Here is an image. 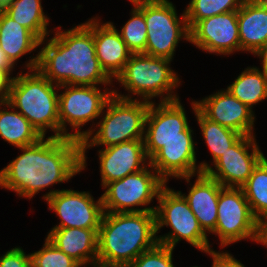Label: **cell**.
<instances>
[{
  "mask_svg": "<svg viewBox=\"0 0 267 267\" xmlns=\"http://www.w3.org/2000/svg\"><path fill=\"white\" fill-rule=\"evenodd\" d=\"M182 105L180 99L150 103L144 130L145 153L149 160L168 141L193 139L194 131L189 125Z\"/></svg>",
  "mask_w": 267,
  "mask_h": 267,
  "instance_id": "12",
  "label": "cell"
},
{
  "mask_svg": "<svg viewBox=\"0 0 267 267\" xmlns=\"http://www.w3.org/2000/svg\"><path fill=\"white\" fill-rule=\"evenodd\" d=\"M18 155L0 170V188L33 199L40 191L68 182L82 172L81 141L67 137H42L20 147Z\"/></svg>",
  "mask_w": 267,
  "mask_h": 267,
  "instance_id": "2",
  "label": "cell"
},
{
  "mask_svg": "<svg viewBox=\"0 0 267 267\" xmlns=\"http://www.w3.org/2000/svg\"><path fill=\"white\" fill-rule=\"evenodd\" d=\"M101 267L99 264L79 265L78 267Z\"/></svg>",
  "mask_w": 267,
  "mask_h": 267,
  "instance_id": "42",
  "label": "cell"
},
{
  "mask_svg": "<svg viewBox=\"0 0 267 267\" xmlns=\"http://www.w3.org/2000/svg\"><path fill=\"white\" fill-rule=\"evenodd\" d=\"M166 184L149 163L143 170L103 187L105 191L101 194V199L104 212H155L156 206H147L158 199L160 190Z\"/></svg>",
  "mask_w": 267,
  "mask_h": 267,
  "instance_id": "9",
  "label": "cell"
},
{
  "mask_svg": "<svg viewBox=\"0 0 267 267\" xmlns=\"http://www.w3.org/2000/svg\"><path fill=\"white\" fill-rule=\"evenodd\" d=\"M0 267H31L30 253L22 247H14L0 256Z\"/></svg>",
  "mask_w": 267,
  "mask_h": 267,
  "instance_id": "33",
  "label": "cell"
},
{
  "mask_svg": "<svg viewBox=\"0 0 267 267\" xmlns=\"http://www.w3.org/2000/svg\"><path fill=\"white\" fill-rule=\"evenodd\" d=\"M237 20L241 51L255 53L267 42V5L244 0Z\"/></svg>",
  "mask_w": 267,
  "mask_h": 267,
  "instance_id": "22",
  "label": "cell"
},
{
  "mask_svg": "<svg viewBox=\"0 0 267 267\" xmlns=\"http://www.w3.org/2000/svg\"><path fill=\"white\" fill-rule=\"evenodd\" d=\"M194 139H173L150 159V165L168 183L169 178L190 182L195 174L201 173L197 164Z\"/></svg>",
  "mask_w": 267,
  "mask_h": 267,
  "instance_id": "18",
  "label": "cell"
},
{
  "mask_svg": "<svg viewBox=\"0 0 267 267\" xmlns=\"http://www.w3.org/2000/svg\"><path fill=\"white\" fill-rule=\"evenodd\" d=\"M251 1L257 4L267 5V0H251Z\"/></svg>",
  "mask_w": 267,
  "mask_h": 267,
  "instance_id": "41",
  "label": "cell"
},
{
  "mask_svg": "<svg viewBox=\"0 0 267 267\" xmlns=\"http://www.w3.org/2000/svg\"><path fill=\"white\" fill-rule=\"evenodd\" d=\"M14 77L0 69V101H7Z\"/></svg>",
  "mask_w": 267,
  "mask_h": 267,
  "instance_id": "35",
  "label": "cell"
},
{
  "mask_svg": "<svg viewBox=\"0 0 267 267\" xmlns=\"http://www.w3.org/2000/svg\"><path fill=\"white\" fill-rule=\"evenodd\" d=\"M13 0H0V9H3L5 6L10 4Z\"/></svg>",
  "mask_w": 267,
  "mask_h": 267,
  "instance_id": "40",
  "label": "cell"
},
{
  "mask_svg": "<svg viewBox=\"0 0 267 267\" xmlns=\"http://www.w3.org/2000/svg\"><path fill=\"white\" fill-rule=\"evenodd\" d=\"M102 188L115 180L143 170L150 160L145 153L144 139L124 142L98 150Z\"/></svg>",
  "mask_w": 267,
  "mask_h": 267,
  "instance_id": "17",
  "label": "cell"
},
{
  "mask_svg": "<svg viewBox=\"0 0 267 267\" xmlns=\"http://www.w3.org/2000/svg\"><path fill=\"white\" fill-rule=\"evenodd\" d=\"M256 243L267 247V217L258 220Z\"/></svg>",
  "mask_w": 267,
  "mask_h": 267,
  "instance_id": "36",
  "label": "cell"
},
{
  "mask_svg": "<svg viewBox=\"0 0 267 267\" xmlns=\"http://www.w3.org/2000/svg\"><path fill=\"white\" fill-rule=\"evenodd\" d=\"M253 216L260 220L267 217V158L253 169L247 182L241 187Z\"/></svg>",
  "mask_w": 267,
  "mask_h": 267,
  "instance_id": "28",
  "label": "cell"
},
{
  "mask_svg": "<svg viewBox=\"0 0 267 267\" xmlns=\"http://www.w3.org/2000/svg\"><path fill=\"white\" fill-rule=\"evenodd\" d=\"M31 267H78L80 264L57 248L47 238L43 247L30 253Z\"/></svg>",
  "mask_w": 267,
  "mask_h": 267,
  "instance_id": "31",
  "label": "cell"
},
{
  "mask_svg": "<svg viewBox=\"0 0 267 267\" xmlns=\"http://www.w3.org/2000/svg\"><path fill=\"white\" fill-rule=\"evenodd\" d=\"M244 0H190L185 11L189 30L200 20L238 11Z\"/></svg>",
  "mask_w": 267,
  "mask_h": 267,
  "instance_id": "29",
  "label": "cell"
},
{
  "mask_svg": "<svg viewBox=\"0 0 267 267\" xmlns=\"http://www.w3.org/2000/svg\"><path fill=\"white\" fill-rule=\"evenodd\" d=\"M189 32V43L203 52L231 55L241 51L237 11L202 19Z\"/></svg>",
  "mask_w": 267,
  "mask_h": 267,
  "instance_id": "15",
  "label": "cell"
},
{
  "mask_svg": "<svg viewBox=\"0 0 267 267\" xmlns=\"http://www.w3.org/2000/svg\"><path fill=\"white\" fill-rule=\"evenodd\" d=\"M264 157L255 136L243 135L212 164L215 170L205 161L199 165L201 172L223 187L241 188Z\"/></svg>",
  "mask_w": 267,
  "mask_h": 267,
  "instance_id": "13",
  "label": "cell"
},
{
  "mask_svg": "<svg viewBox=\"0 0 267 267\" xmlns=\"http://www.w3.org/2000/svg\"><path fill=\"white\" fill-rule=\"evenodd\" d=\"M98 230L57 228L51 229L46 238L80 265L97 264Z\"/></svg>",
  "mask_w": 267,
  "mask_h": 267,
  "instance_id": "21",
  "label": "cell"
},
{
  "mask_svg": "<svg viewBox=\"0 0 267 267\" xmlns=\"http://www.w3.org/2000/svg\"><path fill=\"white\" fill-rule=\"evenodd\" d=\"M253 111V106L267 99V74L258 67H247L226 89Z\"/></svg>",
  "mask_w": 267,
  "mask_h": 267,
  "instance_id": "26",
  "label": "cell"
},
{
  "mask_svg": "<svg viewBox=\"0 0 267 267\" xmlns=\"http://www.w3.org/2000/svg\"><path fill=\"white\" fill-rule=\"evenodd\" d=\"M48 209L60 219L57 228L99 229L104 214L101 196L95 200L89 191L50 190L42 196ZM96 201V202H95Z\"/></svg>",
  "mask_w": 267,
  "mask_h": 267,
  "instance_id": "14",
  "label": "cell"
},
{
  "mask_svg": "<svg viewBox=\"0 0 267 267\" xmlns=\"http://www.w3.org/2000/svg\"><path fill=\"white\" fill-rule=\"evenodd\" d=\"M55 28L52 37L40 41L39 46L45 45L27 61L26 70L38 69L58 86L113 85L96 56L94 17L65 31L61 26Z\"/></svg>",
  "mask_w": 267,
  "mask_h": 267,
  "instance_id": "1",
  "label": "cell"
},
{
  "mask_svg": "<svg viewBox=\"0 0 267 267\" xmlns=\"http://www.w3.org/2000/svg\"><path fill=\"white\" fill-rule=\"evenodd\" d=\"M59 89H63L59 94L60 137L82 141V127L92 122L95 129L94 120L103 115V109L113 95L112 86L110 89L104 87V91L99 86L60 85ZM67 125L74 132H68Z\"/></svg>",
  "mask_w": 267,
  "mask_h": 267,
  "instance_id": "10",
  "label": "cell"
},
{
  "mask_svg": "<svg viewBox=\"0 0 267 267\" xmlns=\"http://www.w3.org/2000/svg\"><path fill=\"white\" fill-rule=\"evenodd\" d=\"M133 7H137L139 5H142L145 2L151 1V0H129Z\"/></svg>",
  "mask_w": 267,
  "mask_h": 267,
  "instance_id": "39",
  "label": "cell"
},
{
  "mask_svg": "<svg viewBox=\"0 0 267 267\" xmlns=\"http://www.w3.org/2000/svg\"><path fill=\"white\" fill-rule=\"evenodd\" d=\"M173 248L157 244L150 250L140 254L126 267H176L173 264Z\"/></svg>",
  "mask_w": 267,
  "mask_h": 267,
  "instance_id": "32",
  "label": "cell"
},
{
  "mask_svg": "<svg viewBox=\"0 0 267 267\" xmlns=\"http://www.w3.org/2000/svg\"><path fill=\"white\" fill-rule=\"evenodd\" d=\"M175 7L170 0H151L136 7L146 22V55L173 60L180 39L189 42L185 11L179 17Z\"/></svg>",
  "mask_w": 267,
  "mask_h": 267,
  "instance_id": "8",
  "label": "cell"
},
{
  "mask_svg": "<svg viewBox=\"0 0 267 267\" xmlns=\"http://www.w3.org/2000/svg\"><path fill=\"white\" fill-rule=\"evenodd\" d=\"M0 137L16 148L33 145L42 138L31 123L7 101H0Z\"/></svg>",
  "mask_w": 267,
  "mask_h": 267,
  "instance_id": "24",
  "label": "cell"
},
{
  "mask_svg": "<svg viewBox=\"0 0 267 267\" xmlns=\"http://www.w3.org/2000/svg\"><path fill=\"white\" fill-rule=\"evenodd\" d=\"M15 64L11 59L6 55L3 49L0 47V69L6 71L10 75L13 73Z\"/></svg>",
  "mask_w": 267,
  "mask_h": 267,
  "instance_id": "37",
  "label": "cell"
},
{
  "mask_svg": "<svg viewBox=\"0 0 267 267\" xmlns=\"http://www.w3.org/2000/svg\"><path fill=\"white\" fill-rule=\"evenodd\" d=\"M40 40L27 28L0 9V47L16 64L23 57L40 47Z\"/></svg>",
  "mask_w": 267,
  "mask_h": 267,
  "instance_id": "23",
  "label": "cell"
},
{
  "mask_svg": "<svg viewBox=\"0 0 267 267\" xmlns=\"http://www.w3.org/2000/svg\"><path fill=\"white\" fill-rule=\"evenodd\" d=\"M150 103L139 98L124 99L113 94L103 109L104 115L96 122L98 130L93 129L92 125L88 130L83 129L82 171L87 167V149L144 139L145 119Z\"/></svg>",
  "mask_w": 267,
  "mask_h": 267,
  "instance_id": "4",
  "label": "cell"
},
{
  "mask_svg": "<svg viewBox=\"0 0 267 267\" xmlns=\"http://www.w3.org/2000/svg\"><path fill=\"white\" fill-rule=\"evenodd\" d=\"M94 17L95 52L101 68L114 81L124 70L132 52L122 40L114 23H101Z\"/></svg>",
  "mask_w": 267,
  "mask_h": 267,
  "instance_id": "19",
  "label": "cell"
},
{
  "mask_svg": "<svg viewBox=\"0 0 267 267\" xmlns=\"http://www.w3.org/2000/svg\"><path fill=\"white\" fill-rule=\"evenodd\" d=\"M158 244L155 212H104L98 230L101 267H126Z\"/></svg>",
  "mask_w": 267,
  "mask_h": 267,
  "instance_id": "3",
  "label": "cell"
},
{
  "mask_svg": "<svg viewBox=\"0 0 267 267\" xmlns=\"http://www.w3.org/2000/svg\"><path fill=\"white\" fill-rule=\"evenodd\" d=\"M59 86L51 83L38 69L17 73L7 102L19 111L42 136L60 137Z\"/></svg>",
  "mask_w": 267,
  "mask_h": 267,
  "instance_id": "5",
  "label": "cell"
},
{
  "mask_svg": "<svg viewBox=\"0 0 267 267\" xmlns=\"http://www.w3.org/2000/svg\"><path fill=\"white\" fill-rule=\"evenodd\" d=\"M171 62L172 60L167 58L143 53L132 54L124 70L114 80L121 84L128 94L122 95L116 89H113V94L124 99H133L137 95L140 100L148 102H153L152 99L157 97H160V102L179 99L174 90L180 86L181 81L171 69Z\"/></svg>",
  "mask_w": 267,
  "mask_h": 267,
  "instance_id": "6",
  "label": "cell"
},
{
  "mask_svg": "<svg viewBox=\"0 0 267 267\" xmlns=\"http://www.w3.org/2000/svg\"><path fill=\"white\" fill-rule=\"evenodd\" d=\"M41 4V0H13L2 10L42 41L54 31L47 28L50 18L44 13Z\"/></svg>",
  "mask_w": 267,
  "mask_h": 267,
  "instance_id": "25",
  "label": "cell"
},
{
  "mask_svg": "<svg viewBox=\"0 0 267 267\" xmlns=\"http://www.w3.org/2000/svg\"><path fill=\"white\" fill-rule=\"evenodd\" d=\"M193 177L196 179L188 194L178 192L187 201L203 231L210 234L216 227L219 193L223 186L205 172L195 174Z\"/></svg>",
  "mask_w": 267,
  "mask_h": 267,
  "instance_id": "20",
  "label": "cell"
},
{
  "mask_svg": "<svg viewBox=\"0 0 267 267\" xmlns=\"http://www.w3.org/2000/svg\"><path fill=\"white\" fill-rule=\"evenodd\" d=\"M207 255L211 256L213 262L211 267H245L239 260L235 259V257L229 253L224 251H216L212 250L207 253Z\"/></svg>",
  "mask_w": 267,
  "mask_h": 267,
  "instance_id": "34",
  "label": "cell"
},
{
  "mask_svg": "<svg viewBox=\"0 0 267 267\" xmlns=\"http://www.w3.org/2000/svg\"><path fill=\"white\" fill-rule=\"evenodd\" d=\"M258 220L253 216L242 188L223 187L219 193L215 230L220 248L250 239L256 242Z\"/></svg>",
  "mask_w": 267,
  "mask_h": 267,
  "instance_id": "11",
  "label": "cell"
},
{
  "mask_svg": "<svg viewBox=\"0 0 267 267\" xmlns=\"http://www.w3.org/2000/svg\"><path fill=\"white\" fill-rule=\"evenodd\" d=\"M191 108L201 129L205 143L212 155L214 163L223 153L235 144L243 135L217 122L206 118L198 109L195 100L191 101Z\"/></svg>",
  "mask_w": 267,
  "mask_h": 267,
  "instance_id": "27",
  "label": "cell"
},
{
  "mask_svg": "<svg viewBox=\"0 0 267 267\" xmlns=\"http://www.w3.org/2000/svg\"><path fill=\"white\" fill-rule=\"evenodd\" d=\"M130 19L118 32L132 54H145L147 29L143 14L136 8L131 9Z\"/></svg>",
  "mask_w": 267,
  "mask_h": 267,
  "instance_id": "30",
  "label": "cell"
},
{
  "mask_svg": "<svg viewBox=\"0 0 267 267\" xmlns=\"http://www.w3.org/2000/svg\"><path fill=\"white\" fill-rule=\"evenodd\" d=\"M254 56H257L261 60L262 70L267 74V42L260 47L255 53Z\"/></svg>",
  "mask_w": 267,
  "mask_h": 267,
  "instance_id": "38",
  "label": "cell"
},
{
  "mask_svg": "<svg viewBox=\"0 0 267 267\" xmlns=\"http://www.w3.org/2000/svg\"><path fill=\"white\" fill-rule=\"evenodd\" d=\"M158 205L155 209L156 232L162 227H170L171 231L157 236L158 243L175 249L176 245L185 240L199 251H212L207 234L200 227L198 219L190 209L185 198L167 184L160 190Z\"/></svg>",
  "mask_w": 267,
  "mask_h": 267,
  "instance_id": "7",
  "label": "cell"
},
{
  "mask_svg": "<svg viewBox=\"0 0 267 267\" xmlns=\"http://www.w3.org/2000/svg\"><path fill=\"white\" fill-rule=\"evenodd\" d=\"M197 109L211 121L242 135L254 134L255 113L226 89L196 101Z\"/></svg>",
  "mask_w": 267,
  "mask_h": 267,
  "instance_id": "16",
  "label": "cell"
}]
</instances>
